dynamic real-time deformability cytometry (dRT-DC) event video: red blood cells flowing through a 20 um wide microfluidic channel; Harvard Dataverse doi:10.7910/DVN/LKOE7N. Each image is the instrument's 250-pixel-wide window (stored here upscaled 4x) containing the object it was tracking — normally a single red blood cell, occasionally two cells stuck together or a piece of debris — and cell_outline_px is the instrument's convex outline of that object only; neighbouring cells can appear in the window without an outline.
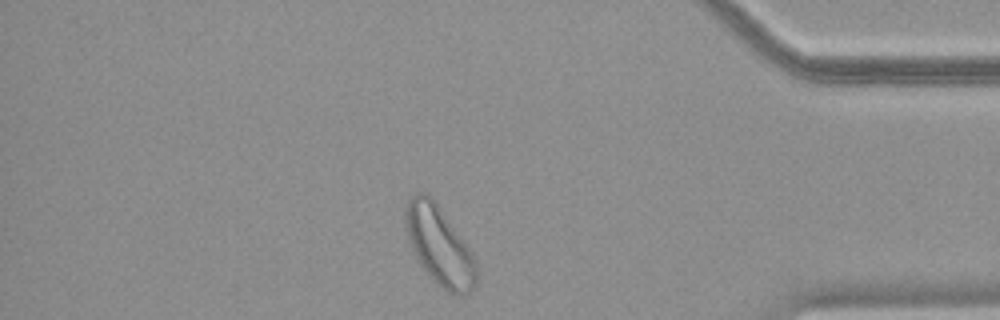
{"species": "common noctule bat (a hibernating species)", "species_latin": "Nyctalus noctula", "temperature_condition": "warm", "stored_images_in_passage": 44, "camera_frame_rate_fps": 3000, "um_per_image_px": 0.085, "animal": {"sex": "female", "body_mass_g": 18.4}, "frame": {"image": 1, "passage_image": 38, "time_ms": 12.333, "image_size_px": [1000, 320], "cell_outline_px": [[476, 284], [472, 292], [464, 296], [456, 296], [448, 292], [436, 284], [432, 280], [424, 268], [412, 248], [404, 224], [404, 212], [408, 200], [416, 192], [428, 192], [468, 248], [476, 264]], "centroid_in_image_um": [37.33, 20.91], "position_along_channel_um": 397.9, "area_um2": 32.08}}